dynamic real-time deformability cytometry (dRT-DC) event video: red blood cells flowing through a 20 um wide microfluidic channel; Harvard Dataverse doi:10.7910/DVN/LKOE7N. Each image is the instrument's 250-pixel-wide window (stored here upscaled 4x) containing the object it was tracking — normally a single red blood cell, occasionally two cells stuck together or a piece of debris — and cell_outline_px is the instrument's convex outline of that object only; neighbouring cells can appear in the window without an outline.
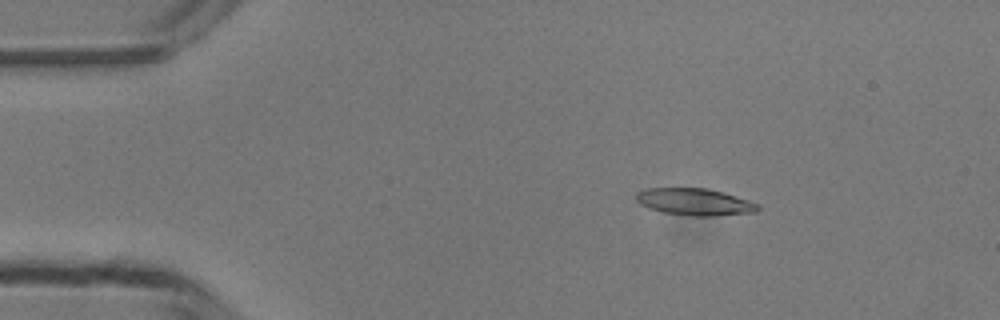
{"species": "common noctule bat (a hibernating species)", "species_latin": "Nyctalus noctula", "temperature_condition": "room temperature", "stored_images_in_passage": 49, "camera_frame_rate_fps": 3000, "um_per_image_px": 0.085, "animal": {"sex": "male", "body_mass_g": 13.3}, "frame": {"image": 1, "passage_image": 8, "time_ms": 2.333, "image_size_px": [1000, 320], "cell_outline_px": [[760, 208], [756, 212], [716, 216], [688, 216], [664, 212], [648, 208], [640, 204], [636, 200], [636, 192], [644, 188], [708, 188], [724, 192], [760, 204]], "centroid_in_image_um": [59.05, 17.16], "position_along_channel_um": 25.9, "area_um2": 19.36}}
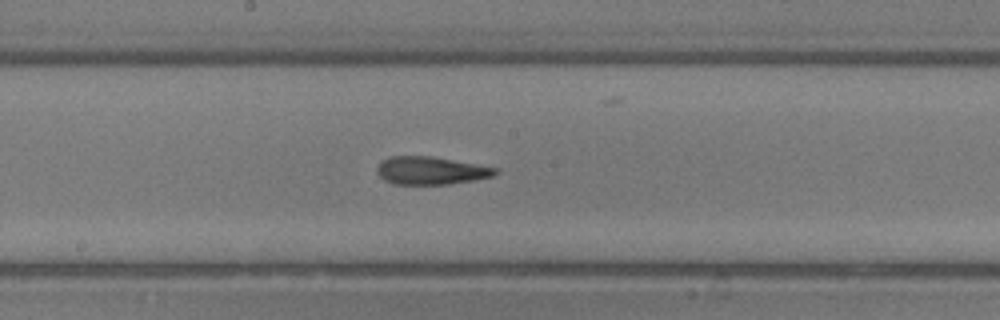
{"frame": {"image": 2, "passage_image": 26, "time_ms": 8.333, "image_size_px": [1000, 320], "cell_outline_px": [[496, 172], [492, 176], [472, 180], [448, 184], [392, 184], [384, 180], [376, 172], [376, 168], [380, 160], [388, 156], [432, 156], [476, 164], [496, 168]], "centroid_in_image_um": [36.52, 14.49], "position_along_channel_um": 211.7, "area_um2": 19.13}}
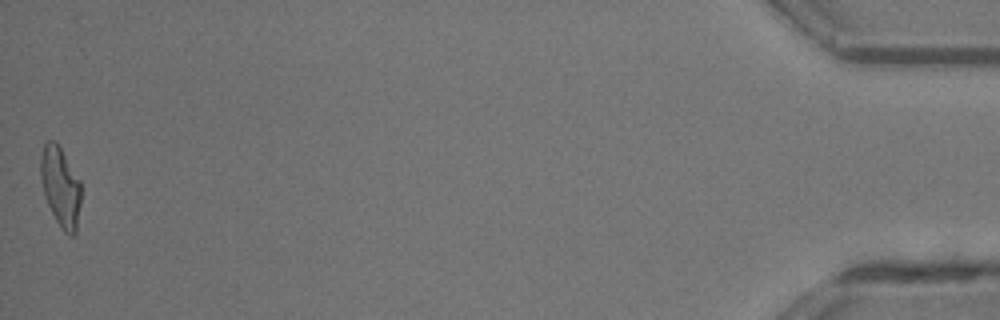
{"frame": {"image": 3, "passage_image": 49, "time_ms": 16.0, "image_size_px": [1000, 320], "cell_outline_px": [[80, 204], [76, 232], [72, 236], [68, 236], [64, 232], [56, 220], [44, 196], [40, 176], [40, 156], [44, 144], [48, 140], [56, 140], [80, 180]], "centroid_in_image_um": [5.13, 15.86], "position_along_channel_um": 430.1, "area_um2": 18.84}, "authors_computed_cell_mechanics": {"area_um2": 18.9584, "velocity_mm_per_s": 4.1845, "shape_relaxation_time_tau1_ms": 7.1481, "shape_relaxation_time_tau2_ms": 1.8636, "deformation_change_tau1": 0.2368, "deformation_change_tau2": 0.105}}